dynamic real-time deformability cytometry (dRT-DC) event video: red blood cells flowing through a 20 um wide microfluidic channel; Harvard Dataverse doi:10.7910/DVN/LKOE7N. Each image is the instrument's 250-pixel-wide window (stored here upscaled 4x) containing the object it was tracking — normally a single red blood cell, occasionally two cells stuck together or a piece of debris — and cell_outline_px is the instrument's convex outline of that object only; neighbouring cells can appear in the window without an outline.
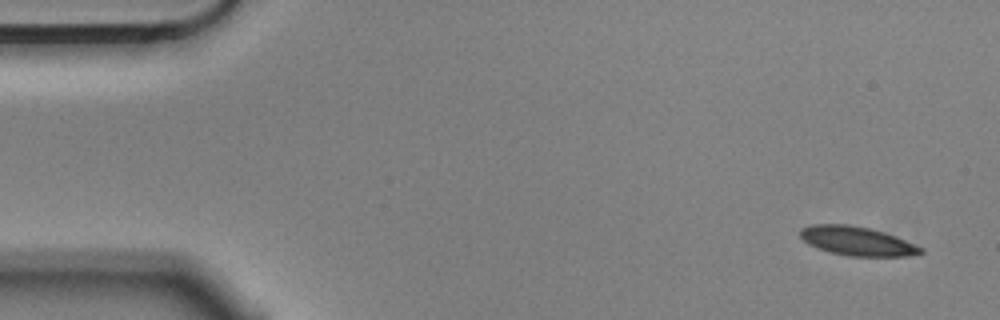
{"species": "Egyptian fruit bat (a non-hibernating species)", "species_latin": "Rousettus aegyptiacus", "temperature_condition": "cold", "stored_images_in_passage": 6, "camera_frame_rate_fps": 3000, "um_per_image_px": 0.085, "animal": {"sex": "male"}, "frame": {"image": 1, "passage_image": 1, "time_ms": 0.0, "image_size_px": [1000, 320], "cell_outline_px": [[924, 252], [908, 256], [848, 256], [832, 252], [808, 244], [800, 236], [800, 228], [812, 224], [848, 224], [868, 228], [884, 232], [896, 236], [924, 248]], "centroid_in_image_um": [72.86, 20.48], "position_along_channel_um": 12.1, "area_um2": 20.23}}
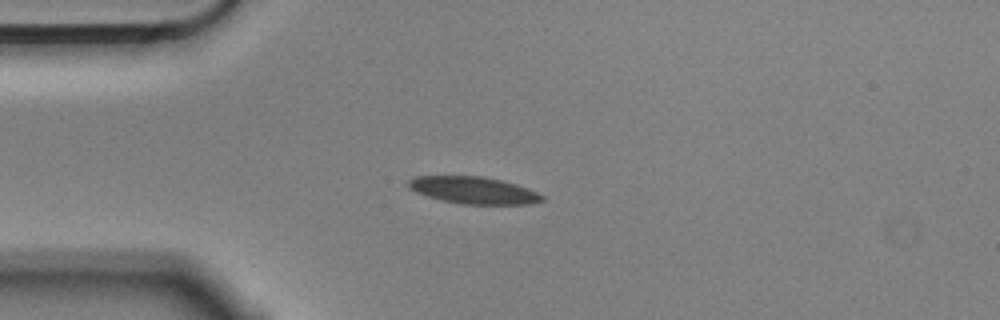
{"frame": {"image": 2, "passage_image": 4, "time_ms": 1.0, "image_size_px": [1000, 320], "cell_outline_px": [[544, 200], [532, 204], [464, 204], [444, 200], [428, 196], [416, 192], [408, 188], [408, 180], [416, 176], [480, 176], [500, 180], [516, 184], [536, 192], [544, 196]], "centroid_in_image_um": [40.25, 16.17], "position_along_channel_um": 44.8, "area_um2": 20.81}}
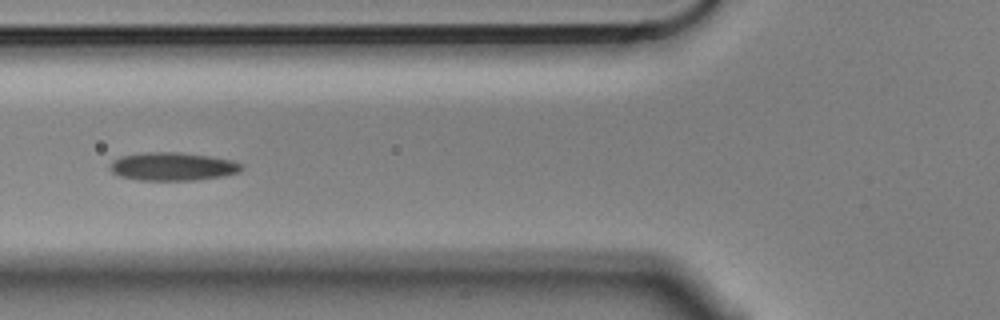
{"frame": {"image": 3, "passage_image": 6, "time_ms": 1.667, "image_size_px": [1000, 320], "cell_outline_px": [[244, 168], [240, 172], [224, 176], [196, 180], [140, 180], [120, 176], [112, 172], [108, 168], [112, 160], [120, 156], [144, 152], [180, 152], [208, 156], [232, 160], [244, 164]], "centroid_in_image_um": [14.69, 14.15], "position_along_channel_um": 111.1, "area_um2": 21.85}}